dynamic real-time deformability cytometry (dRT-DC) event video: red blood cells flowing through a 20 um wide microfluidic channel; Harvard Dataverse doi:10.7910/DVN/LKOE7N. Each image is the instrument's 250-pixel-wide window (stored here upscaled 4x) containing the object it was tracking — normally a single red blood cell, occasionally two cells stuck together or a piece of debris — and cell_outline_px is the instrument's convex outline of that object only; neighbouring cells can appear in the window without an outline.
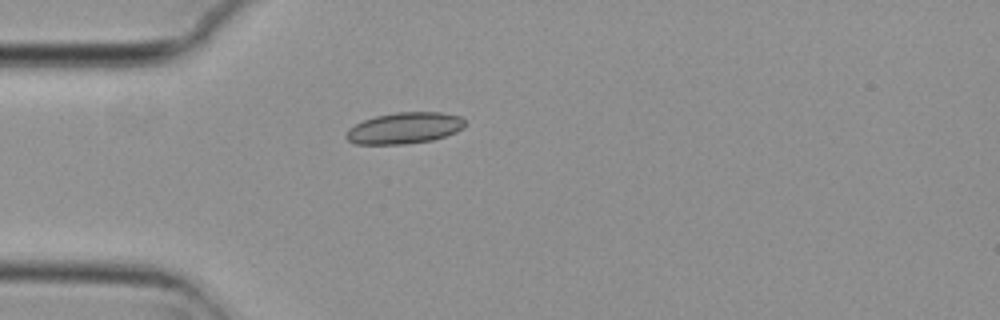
{"species": "common noctule bat (a hibernating species)", "species_latin": "Nyctalus noctula", "temperature_condition": "cold", "stored_images_in_passage": 2, "camera_frame_rate_fps": 3000, "um_per_image_px": 0.085, "animal": {"sex": "female", "body_mass_g": 29.2, "forearm_length_mm": 56.3}, "frame": {"image": 1, "passage_image": 1, "time_ms": 0.0, "image_size_px": [1000, 320], "cell_outline_px": [[464, 128], [456, 132], [432, 140], [404, 144], [356, 144], [348, 140], [344, 136], [348, 128], [364, 120], [376, 116], [396, 112], [440, 112], [460, 116], [464, 120]], "centroid_in_image_um": [34.36, 10.88], "position_along_channel_um": 50.6, "area_um2": 21.62}}